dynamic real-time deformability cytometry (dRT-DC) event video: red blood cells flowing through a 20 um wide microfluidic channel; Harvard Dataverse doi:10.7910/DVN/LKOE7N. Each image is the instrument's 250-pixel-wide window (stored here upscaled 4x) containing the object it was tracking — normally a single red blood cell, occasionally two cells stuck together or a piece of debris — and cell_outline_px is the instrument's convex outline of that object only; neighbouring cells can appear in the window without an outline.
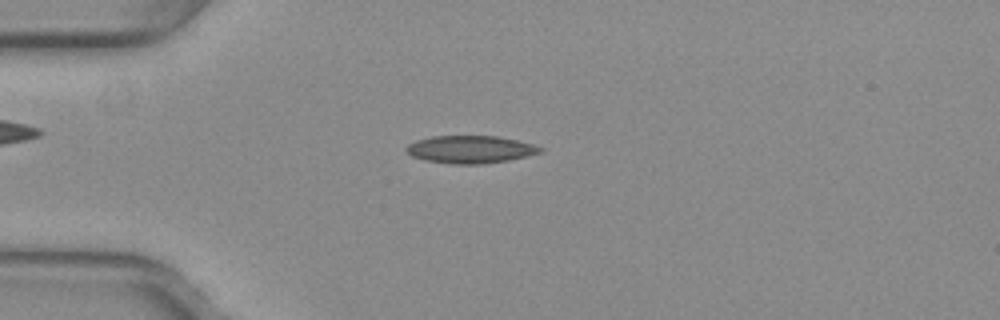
{"species": "common noctule bat (a hibernating species)", "species_latin": "Nyctalus noctula", "temperature_condition": "warm", "stored_images_in_passage": 52, "camera_frame_rate_fps": 3000, "um_per_image_px": 0.085, "animal": {"sex": "female", "body_mass_g": 29.2, "forearm_length_mm": 56.3}, "frame": {"image": 1, "passage_image": 14, "time_ms": 4.333, "image_size_px": [1000, 320], "cell_outline_px": [[544, 148], [540, 152], [508, 160], [484, 164], [452, 164], [424, 160], [412, 156], [404, 148], [408, 144], [416, 140], [432, 136], [496, 136], [516, 140], [532, 144]], "centroid_in_image_um": [39.93, 12.7], "position_along_channel_um": 45.1, "area_um2": 21.39}}
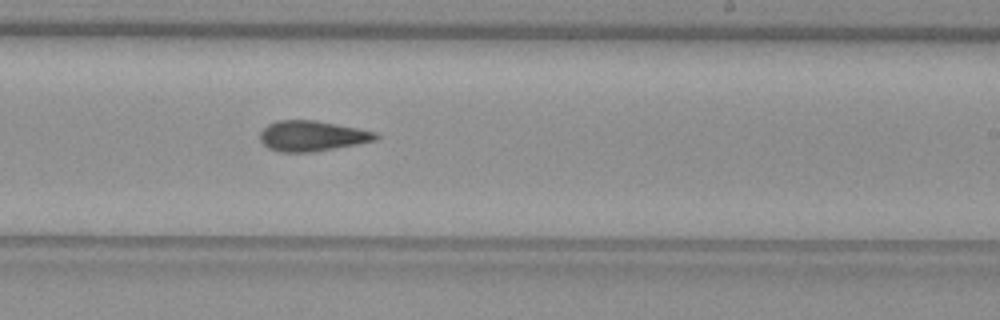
{"frame": {"image": 2, "passage_image": 32, "time_ms": 10.333, "image_size_px": [1000, 320], "cell_outline_px": [[380, 136], [376, 140], [356, 144], [312, 152], [280, 152], [268, 148], [260, 140], [260, 132], [268, 124], [276, 120], [312, 120], [356, 128], [376, 132]], "centroid_in_image_um": [26.49, 11.56], "position_along_channel_um": 262.5, "area_um2": 20.29}}
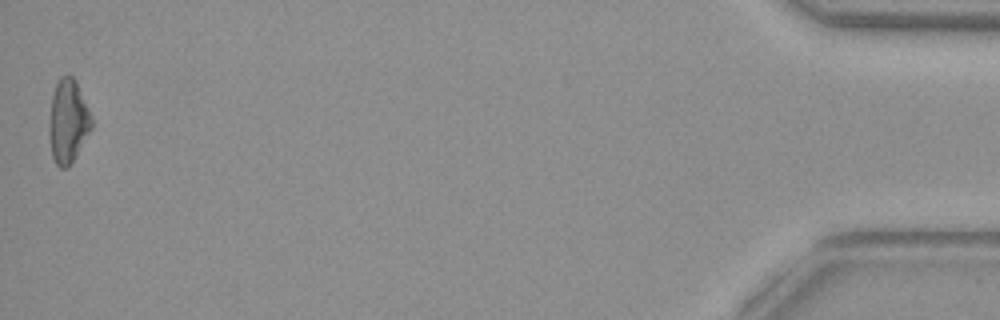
{"frame": {"image": 3, "passage_image": 52, "time_ms": 17.0, "image_size_px": [1000, 320], "cell_outline_px": [[92, 128], [68, 168], [60, 168], [56, 164], [52, 156], [52, 96], [56, 84], [60, 76], [72, 76], [76, 80], [92, 116]], "centroid_in_image_um": [5.85, 10.29], "position_along_channel_um": 429.4, "area_um2": 19.71}, "authors_computed_cell_mechanics": {"area_um2": 20.2878, "velocity_mm_per_s": 3.9806, "shape_relaxation_time_tau1_ms": null, "shape_relaxation_time_tau2_ms": 4.2843, "deformation_change_tau1": null, "deformation_change_tau2": 0.1309}}